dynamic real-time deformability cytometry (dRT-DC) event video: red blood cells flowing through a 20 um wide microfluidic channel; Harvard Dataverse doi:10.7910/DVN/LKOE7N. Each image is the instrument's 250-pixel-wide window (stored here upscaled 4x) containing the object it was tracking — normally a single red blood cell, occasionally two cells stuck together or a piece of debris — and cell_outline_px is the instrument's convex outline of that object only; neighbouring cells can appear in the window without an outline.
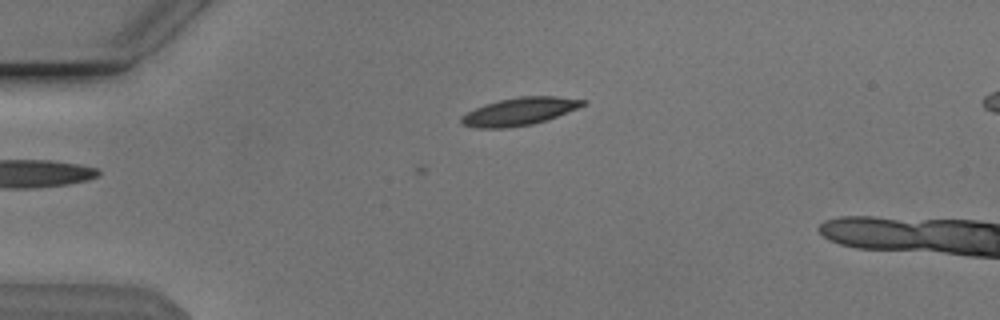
{"species": "Egyptian fruit bat (a non-hibernating species)", "species_latin": "Rousettus aegyptiacus", "temperature_condition": "cold", "stored_images_in_passage": 3, "camera_frame_rate_fps": 3000, "um_per_image_px": 0.085, "animal": {"sex": "male"}, "frame": {"image": 1, "passage_image": 3, "time_ms": 0.667, "image_size_px": [1000, 320], "cell_outline_px": [[588, 104], [556, 116], [532, 124], [504, 128], [480, 128], [464, 124], [460, 120], [460, 116], [484, 104], [500, 100], [520, 96], [552, 96], [588, 100]], "centroid_in_image_um": [44.18, 9.46], "position_along_channel_um": 40.8, "area_um2": 19.31}}